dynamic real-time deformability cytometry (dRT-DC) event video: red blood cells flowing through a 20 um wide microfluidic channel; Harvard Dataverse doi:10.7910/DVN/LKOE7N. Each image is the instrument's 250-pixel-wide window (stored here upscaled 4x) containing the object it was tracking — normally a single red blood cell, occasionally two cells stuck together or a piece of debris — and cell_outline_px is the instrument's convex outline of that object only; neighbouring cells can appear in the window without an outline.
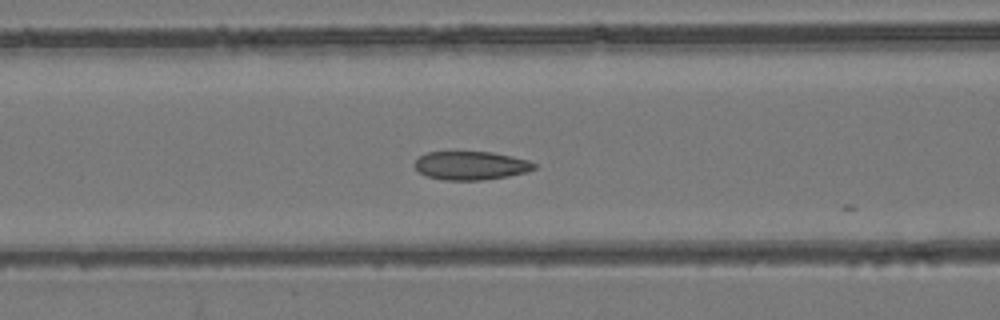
{"species": "common noctule bat (a hibernating species)", "species_latin": "Nyctalus noctula", "temperature_condition": "room temperature", "stored_images_in_passage": 23, "camera_frame_rate_fps": 3000, "um_per_image_px": 0.085, "animal": {"sex": "female", "body_mass_g": 24.6, "forearm_length_mm": 56.2}, "frame": {"image": 1, "passage_image": 22, "time_ms": 7.0, "image_size_px": [1000, 320], "cell_outline_px": [[536, 168], [528, 172], [508, 176], [480, 180], [444, 180], [428, 176], [420, 172], [412, 164], [420, 156], [428, 152], [492, 152], [512, 156], [528, 160], [536, 164]], "centroid_in_image_um": [40.04, 14.07], "position_along_channel_um": 126.6, "area_um2": 19.83}}